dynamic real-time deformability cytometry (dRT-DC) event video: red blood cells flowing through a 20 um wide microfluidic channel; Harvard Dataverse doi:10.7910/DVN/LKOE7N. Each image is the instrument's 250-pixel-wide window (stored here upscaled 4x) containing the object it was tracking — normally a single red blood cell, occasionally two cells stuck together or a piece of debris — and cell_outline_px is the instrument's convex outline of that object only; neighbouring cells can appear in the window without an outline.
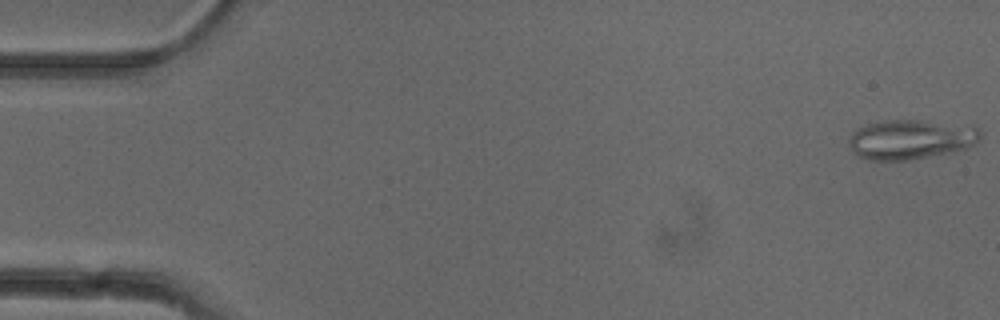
{"species": "common noctule bat (a hibernating species)", "species_latin": "Nyctalus noctula", "temperature_condition": "cold", "stored_images_in_passage": 24, "camera_frame_rate_fps": 3000, "um_per_image_px": 0.085, "animal": {"sex": "female"}, "frame": {"image": 1, "passage_image": 1, "time_ms": 0.0, "image_size_px": [1000, 320], "cell_outline_px": [[984, 132], [980, 140], [976, 144], [968, 148], [908, 160], [868, 160], [856, 156], [852, 152], [848, 144], [848, 140], [852, 132], [856, 128], [868, 124], [884, 120], [920, 120], [972, 124]], "centroid_in_image_um": [77.45, 11.83], "position_along_channel_um": 7.5, "area_um2": 31.04}}
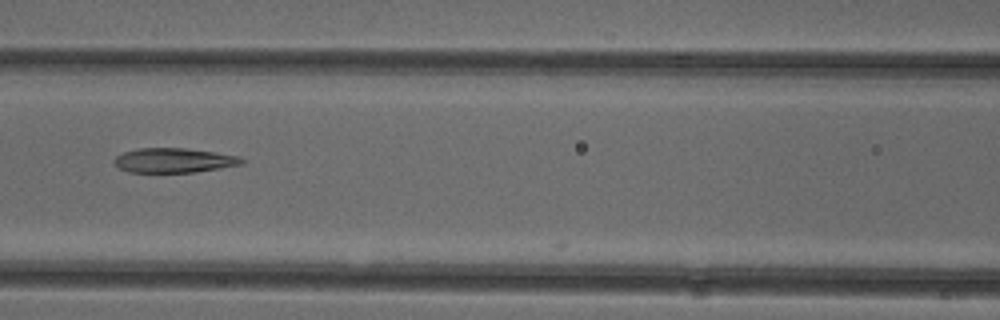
{"frame": {"image": 2, "passage_image": 23, "time_ms": 7.333, "image_size_px": [1000, 320], "cell_outline_px": [[244, 164], [196, 172], [128, 172], [120, 168], [112, 160], [116, 156], [124, 152], [140, 148], [184, 148], [216, 152], [240, 156], [244, 160]], "centroid_in_image_um": [14.81, 13.63], "position_along_channel_um": 151.8, "area_um2": 18.26}}